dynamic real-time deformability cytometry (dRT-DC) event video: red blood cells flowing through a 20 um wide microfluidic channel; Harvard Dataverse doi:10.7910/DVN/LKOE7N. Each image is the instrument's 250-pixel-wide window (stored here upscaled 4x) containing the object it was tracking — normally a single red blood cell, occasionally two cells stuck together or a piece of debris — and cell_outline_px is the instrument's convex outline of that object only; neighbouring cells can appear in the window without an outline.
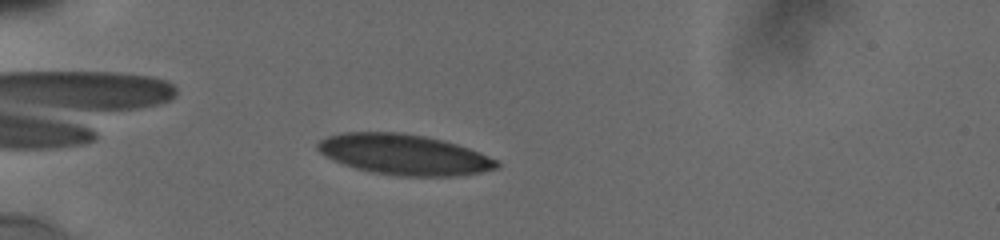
{"species": "human", "species_latin": "Homo sapiens", "temperature_condition": "cold", "stored_images_in_passage": 23, "camera_frame_rate_fps": 3000, "um_per_image_px": 0.085, "donor": {"sex": "male"}, "frame": {"image": 1, "passage_image": 4, "time_ms": 1.333, "image_size_px": [1000, 240], "cell_outline_px": [[500, 164], [496, 168], [480, 172], [456, 176], [400, 176], [372, 172], [356, 168], [344, 164], [324, 156], [316, 148], [316, 144], [320, 140], [328, 136], [340, 132], [400, 132], [424, 136], [456, 144], [480, 152], [496, 160]], "centroid_in_image_um": [34.31, 13.13], "position_along_channel_um": 50.7, "area_um2": 42.08}}
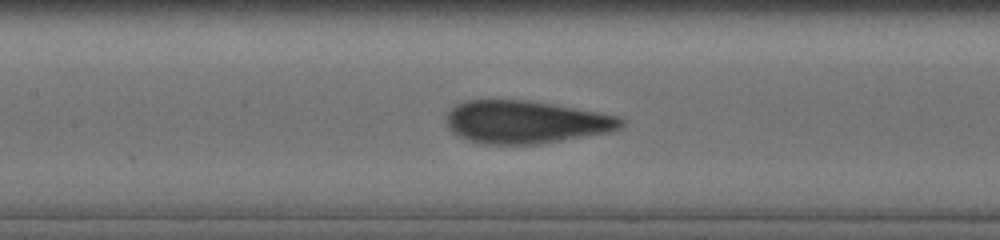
{"frame": {"image": 2, "passage_image": 12, "time_ms": 5.0, "image_size_px": [1000, 240], "cell_outline_px": [[624, 124], [620, 128], [608, 132], [540, 144], [484, 144], [468, 140], [456, 136], [448, 128], [448, 112], [456, 104], [464, 100], [528, 100], [556, 104], [620, 116], [624, 120]], "centroid_in_image_um": [44.7, 10.37], "position_along_channel_um": 162.7, "area_um2": 43.7}}
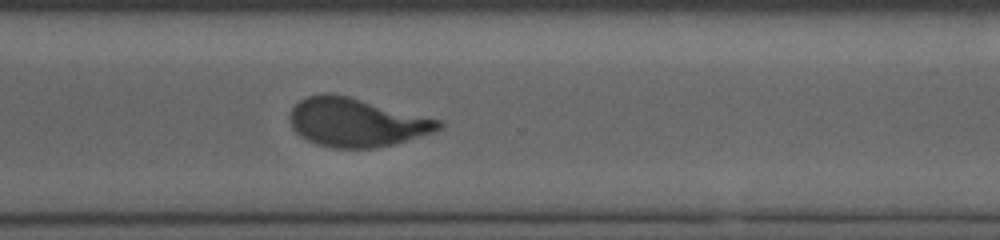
{"frame": {"image": 3, "passage_image": 23, "time_ms": 9.667, "image_size_px": [1000, 240], "cell_outline_px": [[444, 124], [440, 128], [432, 132], [392, 144], [372, 148], [332, 148], [308, 140], [300, 136], [292, 128], [288, 116], [292, 108], [300, 100], [308, 96], [324, 92], [332, 92], [348, 96], [440, 120]], "centroid_in_image_um": [30.23, 10.39], "position_along_channel_um": 340.4, "area_um2": 41.73}}